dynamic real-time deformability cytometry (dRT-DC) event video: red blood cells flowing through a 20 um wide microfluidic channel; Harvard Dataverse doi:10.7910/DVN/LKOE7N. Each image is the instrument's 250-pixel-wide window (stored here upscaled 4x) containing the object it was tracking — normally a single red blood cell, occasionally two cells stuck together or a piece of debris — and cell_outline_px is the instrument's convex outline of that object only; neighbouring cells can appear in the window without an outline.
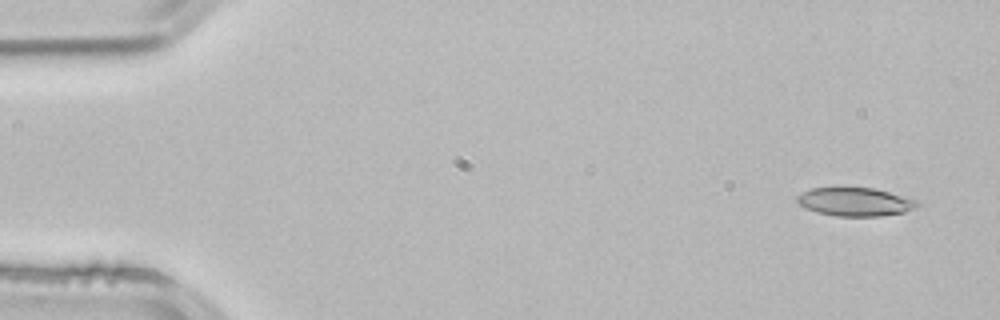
{"species": "common noctule bat (a hibernating species)", "species_latin": "Nyctalus noctula", "temperature_condition": "room temperature", "stored_images_in_passage": 4, "segment_of_instrument_passage": [1, 2], "camera_frame_rate_fps": 3000, "um_per_image_px": 0.085, "animal": {"sex": "male", "body_mass_g": 21.5, "forearm_length_mm": 52.0}, "frame": {"image": 1, "passage_image": 1, "time_ms": 0.0, "image_size_px": [1000, 320], "cell_outline_px": [[916, 208], [904, 212], [880, 216], [836, 216], [816, 212], [804, 208], [796, 200], [796, 196], [812, 188], [872, 188], [888, 192], [916, 200]], "centroid_in_image_um": [72.64, 17.17], "position_along_channel_um": 12.4, "area_um2": 19.59}}
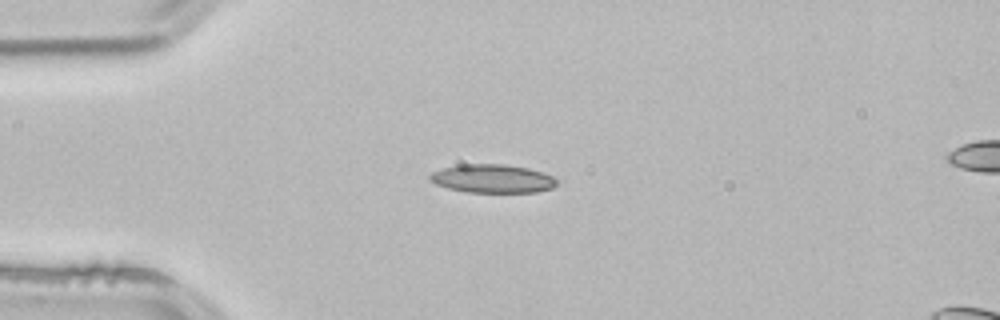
{"frame": {"image": 2, "passage_image": 3, "time_ms": 0.667, "image_size_px": [1000, 320], "cell_outline_px": [[556, 184], [552, 188], [536, 192], [464, 192], [448, 188], [436, 184], [428, 180], [428, 176], [432, 172], [444, 168], [460, 164], [504, 164], [528, 168], [552, 176], [556, 180]], "centroid_in_image_um": [41.82, 15.18], "position_along_channel_um": 43.2, "area_um2": 20.98}}